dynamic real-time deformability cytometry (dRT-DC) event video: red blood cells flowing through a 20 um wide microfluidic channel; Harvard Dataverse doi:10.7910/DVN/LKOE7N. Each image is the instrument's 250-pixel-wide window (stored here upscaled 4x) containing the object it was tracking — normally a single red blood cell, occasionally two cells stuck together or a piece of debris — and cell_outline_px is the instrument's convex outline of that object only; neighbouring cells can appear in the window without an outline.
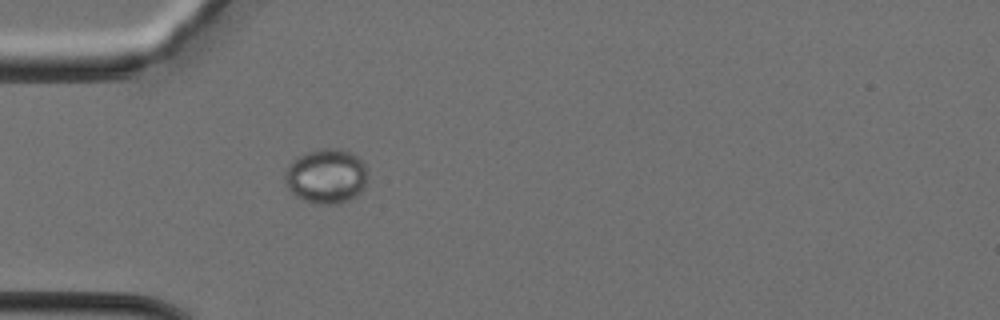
{"species": "Egyptian fruit bat (a non-hibernating species)", "species_latin": "Rousettus aegyptiacus", "temperature_condition": "cold", "stored_images_in_passage": 28, "camera_frame_rate_fps": 3000, "um_per_image_px": 0.085, "animal": {"sex": "female"}, "frame": {"image": 1, "passage_image": 1, "time_ms": 0.0, "image_size_px": [1000, 320], "cell_outline_px": [[368, 176], [364, 188], [356, 196], [348, 200], [336, 204], [312, 204], [296, 196], [288, 188], [284, 180], [284, 168], [296, 156], [308, 152], [324, 148], [336, 148], [352, 152], [364, 164], [368, 172]], "centroid_in_image_um": [27.71, 14.97], "position_along_channel_um": 57.3, "area_um2": 26.76}}
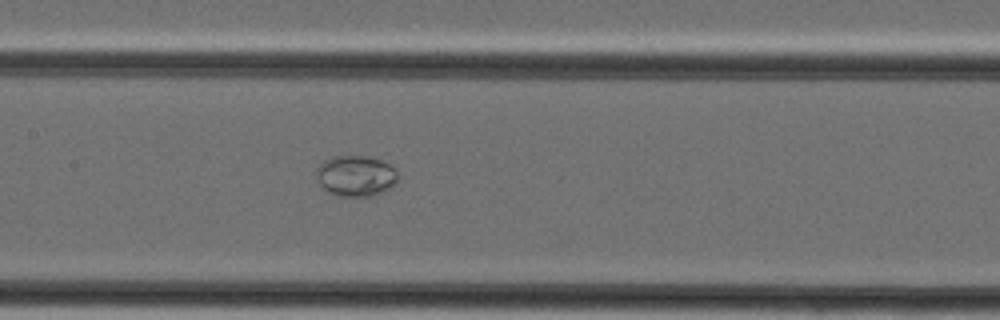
{"frame": {"image": 2, "passage_image": 8, "time_ms": 2.333, "image_size_px": [1000, 320], "cell_outline_px": [[400, 176], [384, 192], [368, 196], [336, 196], [328, 192], [320, 184], [316, 176], [316, 168], [324, 160], [332, 156], [364, 156], [380, 160], [396, 168]], "centroid_in_image_um": [30.23, 14.94], "position_along_channel_um": 177.2, "area_um2": 19.42}}
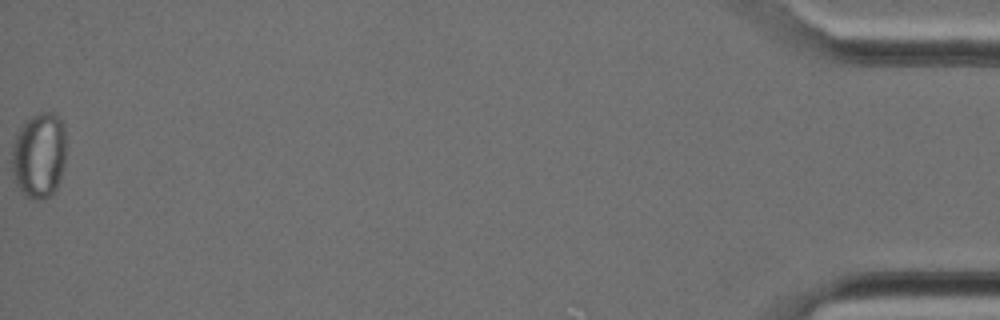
{"frame": {"image": 3, "passage_image": 28, "time_ms": 9.0, "image_size_px": [1000, 320], "cell_outline_px": [[64, 164], [56, 188], [48, 196], [40, 200], [36, 200], [24, 196], [12, 172], [12, 152], [16, 136], [20, 128], [32, 116], [40, 112], [52, 112], [60, 116], [64, 124]], "centroid_in_image_um": [3.33, 13.18], "position_along_channel_um": 431.9, "area_um2": 26.7}}